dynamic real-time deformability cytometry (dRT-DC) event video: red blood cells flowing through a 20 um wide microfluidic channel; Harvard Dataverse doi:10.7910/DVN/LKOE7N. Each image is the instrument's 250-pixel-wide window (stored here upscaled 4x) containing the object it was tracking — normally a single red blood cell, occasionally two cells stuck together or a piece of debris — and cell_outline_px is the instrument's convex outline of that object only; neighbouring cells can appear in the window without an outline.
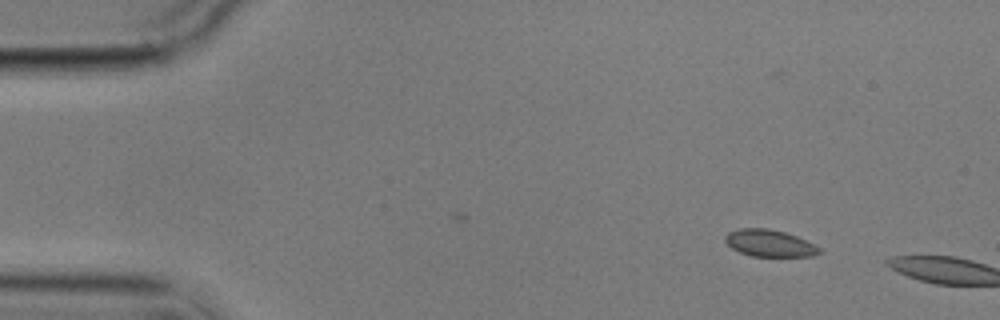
{"species": "common noctule bat (a hibernating species)", "species_latin": "Nyctalus noctula", "temperature_condition": "cold", "stored_images_in_passage": 3, "camera_frame_rate_fps": 3000, "um_per_image_px": 0.085, "animal": {"sex": "male", "body_mass_g": 17.9}, "frame": {"image": 1, "passage_image": 1, "time_ms": 0.0, "image_size_px": [1000, 320], "cell_outline_px": [[824, 252], [812, 256], [752, 256], [740, 252], [732, 248], [724, 240], [724, 236], [728, 232], [740, 228], [768, 228], [784, 232], [796, 236], [816, 244]], "centroid_in_image_um": [65.43, 20.67], "position_along_channel_um": 19.6, "area_um2": 14.85}}